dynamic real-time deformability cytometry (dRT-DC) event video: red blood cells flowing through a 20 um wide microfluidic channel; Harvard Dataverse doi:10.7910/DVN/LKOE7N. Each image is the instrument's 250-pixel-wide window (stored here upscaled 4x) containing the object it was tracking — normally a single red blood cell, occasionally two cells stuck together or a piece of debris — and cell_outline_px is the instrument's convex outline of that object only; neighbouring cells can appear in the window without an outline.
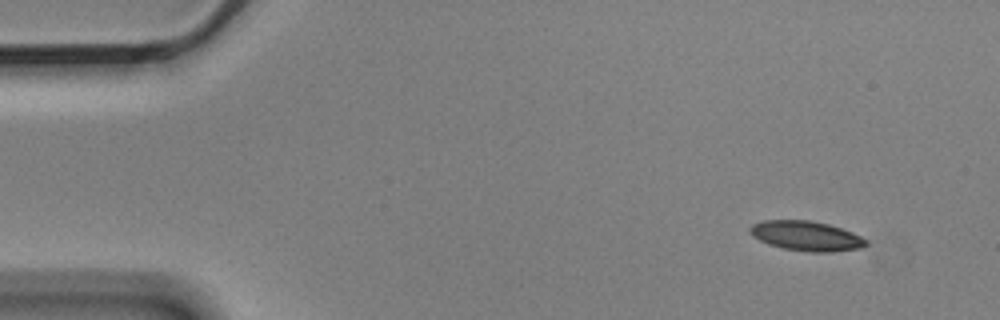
{"species": "Egyptian fruit bat (a non-hibernating species)", "species_latin": "Rousettus aegyptiacus", "temperature_condition": "cold", "stored_images_in_passage": 5, "segment_of_instrument_passage": [1, 2], "camera_frame_rate_fps": 3000, "um_per_image_px": 0.085, "animal": {"sex": "male"}, "frame": {"image": 1, "passage_image": 1, "time_ms": 0.0, "image_size_px": [1000, 320], "cell_outline_px": [[868, 244], [860, 248], [832, 252], [812, 252], [784, 248], [768, 244], [752, 236], [748, 232], [748, 228], [752, 224], [764, 220], [812, 220], [828, 224], [852, 232], [868, 240]], "centroid_in_image_um": [68.52, 20.04], "position_along_channel_um": 16.5, "area_um2": 20.17}}
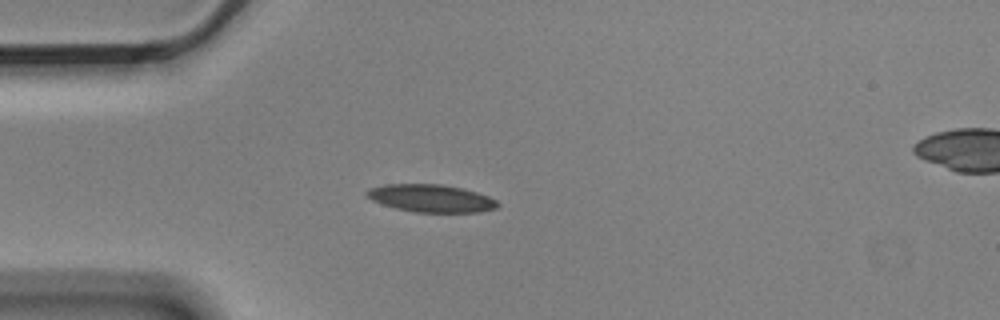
{"frame": {"image": 2, "passage_image": 4, "time_ms": 1.0, "image_size_px": [1000, 320], "cell_outline_px": [[500, 204], [496, 208], [476, 212], [416, 212], [396, 208], [372, 200], [364, 192], [368, 188], [384, 184], [440, 184], [464, 188], [488, 196], [496, 200]], "centroid_in_image_um": [36.64, 16.84], "position_along_channel_um": 48.4, "area_um2": 20.98}}